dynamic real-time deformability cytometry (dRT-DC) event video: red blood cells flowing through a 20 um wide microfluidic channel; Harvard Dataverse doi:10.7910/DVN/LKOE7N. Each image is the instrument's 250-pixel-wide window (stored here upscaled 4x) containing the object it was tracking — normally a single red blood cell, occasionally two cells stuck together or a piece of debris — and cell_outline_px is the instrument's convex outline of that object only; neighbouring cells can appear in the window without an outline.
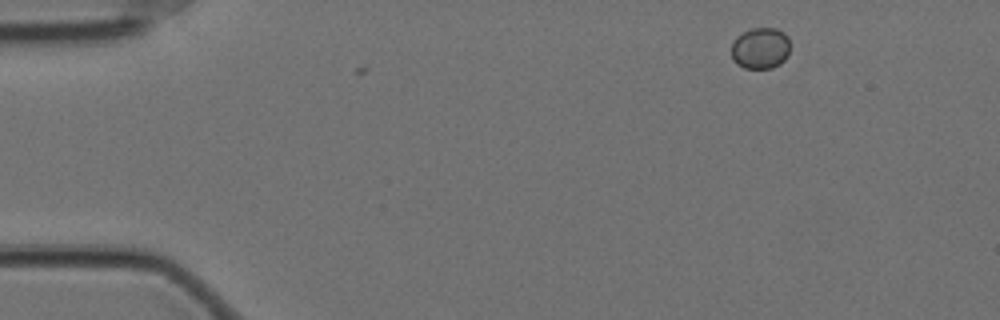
{"species": "Egyptian fruit bat (a non-hibernating species)", "species_latin": "Rousettus aegyptiacus", "temperature_condition": "cold", "stored_images_in_passage": 4, "camera_frame_rate_fps": 3000, "um_per_image_px": 0.085, "animal": {"sex": "female"}, "frame": {"image": 1, "passage_image": 4, "time_ms": 1.0, "image_size_px": [1000, 320], "cell_outline_px": [[788, 56], [780, 64], [772, 68], [744, 68], [736, 64], [732, 60], [732, 44], [736, 36], [752, 28], [776, 28], [784, 32], [788, 36]], "centroid_in_image_um": [64.63, 4.1], "position_along_channel_um": 20.4, "area_um2": 14.22}}